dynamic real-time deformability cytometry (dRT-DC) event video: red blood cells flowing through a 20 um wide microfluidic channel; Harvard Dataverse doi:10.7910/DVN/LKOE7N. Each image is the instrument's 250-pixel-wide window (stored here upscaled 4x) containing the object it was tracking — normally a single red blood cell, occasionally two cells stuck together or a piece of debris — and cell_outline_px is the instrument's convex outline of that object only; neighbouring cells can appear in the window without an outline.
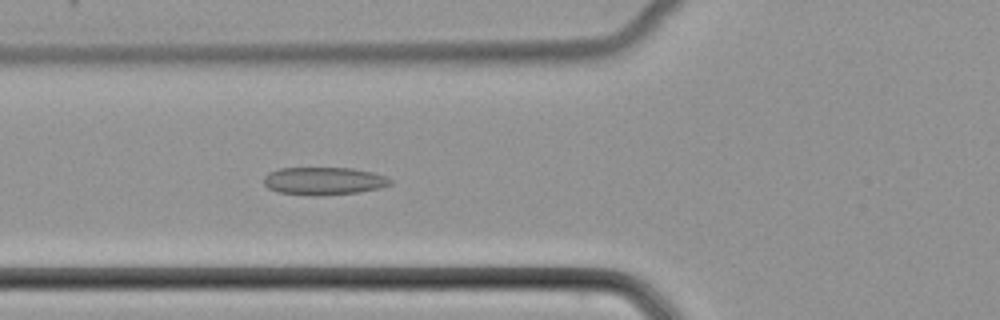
{"species": "common noctule bat (a hibernating species)", "species_latin": "Nyctalus noctula", "temperature_condition": "cold", "stored_images_in_passage": 51, "camera_frame_rate_fps": 3000, "um_per_image_px": 0.085, "animal": {"sex": "female", "body_mass_g": 22.7, "forearm_length_mm": 54.2}, "frame": {"image": 1, "passage_image": 19, "time_ms": 6.0, "image_size_px": [1000, 320], "cell_outline_px": [[392, 184], [380, 188], [360, 192], [320, 196], [276, 192], [268, 188], [264, 184], [264, 176], [268, 172], [280, 168], [352, 168], [372, 172], [384, 176], [392, 180]], "centroid_in_image_um": [27.51, 15.39], "position_along_channel_um": 98.3, "area_um2": 20.58}}
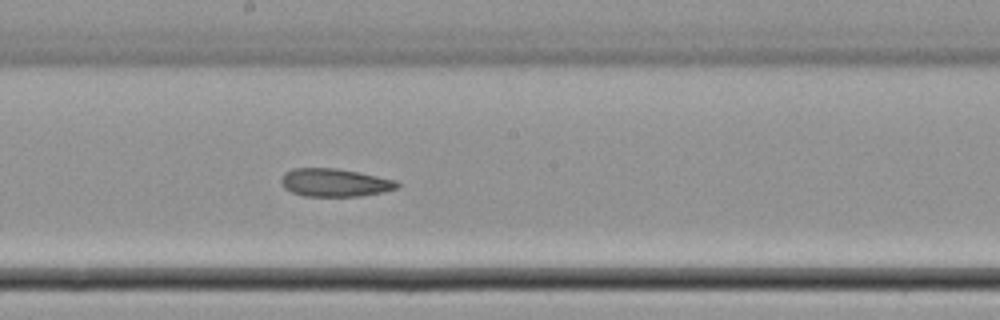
{"frame": {"image": 2, "passage_image": 28, "time_ms": 9.0, "image_size_px": [1000, 320], "cell_outline_px": [[400, 184], [396, 188], [384, 192], [360, 196], [304, 196], [292, 192], [284, 188], [280, 180], [284, 172], [292, 168], [336, 168], [360, 172], [396, 180]], "centroid_in_image_um": [28.44, 15.51], "position_along_channel_um": 219.8, "area_um2": 19.07}}
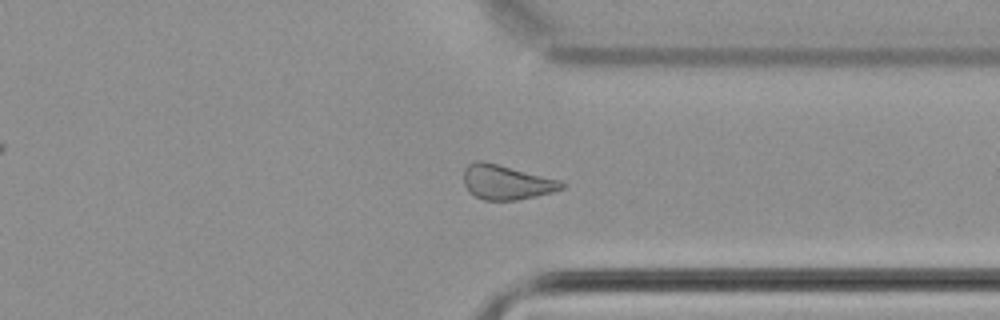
{"frame": {"image": 3, "passage_image": 39, "time_ms": 12.667, "image_size_px": [1000, 320], "cell_outline_px": [[568, 184], [564, 188], [552, 192], [536, 196], [516, 200], [484, 200], [468, 192], [464, 184], [464, 168], [468, 164], [476, 160], [480, 160], [560, 180]], "centroid_in_image_um": [43.03, 15.5], "position_along_channel_um": 368.4, "area_um2": 19.65}}